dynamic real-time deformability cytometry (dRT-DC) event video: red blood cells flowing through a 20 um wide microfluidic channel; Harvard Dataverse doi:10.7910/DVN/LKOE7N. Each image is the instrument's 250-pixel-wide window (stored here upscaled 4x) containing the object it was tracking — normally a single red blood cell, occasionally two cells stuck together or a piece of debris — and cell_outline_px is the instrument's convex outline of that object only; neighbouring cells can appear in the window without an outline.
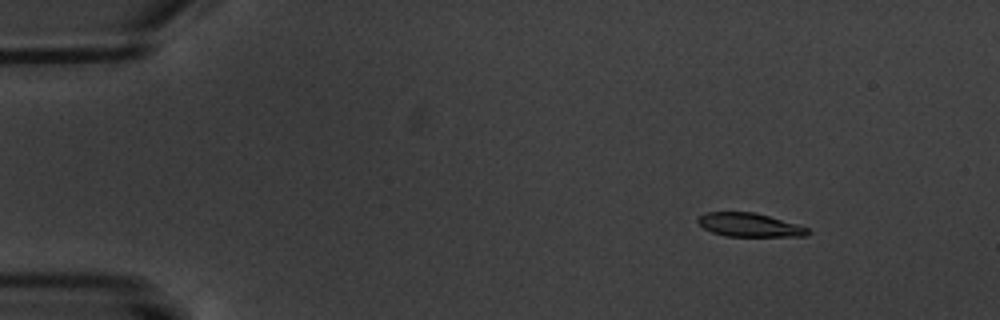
{"species": "common noctule bat (a hibernating species)", "species_latin": "Nyctalus noctula", "temperature_condition": "warm", "stored_images_in_passage": 5, "camera_frame_rate_fps": 3000, "um_per_image_px": 0.085, "animal": {"sex": "male", "body_mass_g": 20.1, "forearm_length_mm": 53.5}, "frame": {"image": 1, "passage_image": 1, "time_ms": 0.0, "image_size_px": [1000, 320], "cell_outline_px": [[812, 232], [808, 236], [724, 236], [712, 232], [704, 228], [696, 220], [700, 216], [708, 212], [752, 212], [768, 216], [796, 224], [808, 228]], "centroid_in_image_um": [63.72, 19.13], "position_along_channel_um": 21.3, "area_um2": 14.97}}
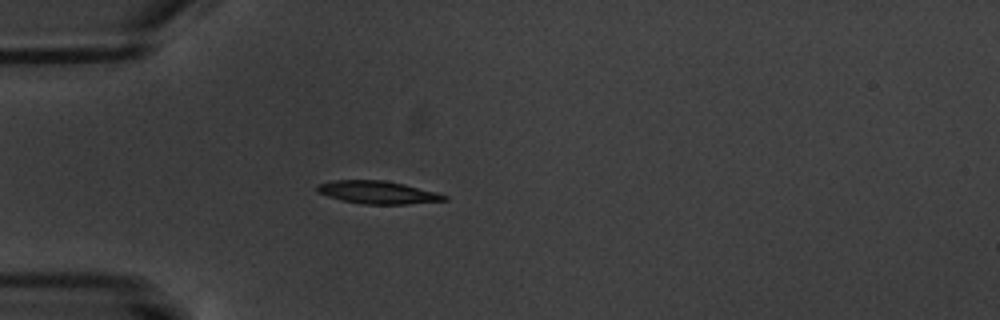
{"frame": {"image": 2, "passage_image": 4, "time_ms": 3.333, "image_size_px": [1000, 320], "cell_outline_px": [[448, 200], [408, 204], [364, 204], [344, 200], [328, 196], [316, 192], [316, 184], [332, 180], [384, 180], [404, 184], [436, 192], [448, 196]], "centroid_in_image_um": [32.09, 16.34], "position_along_channel_um": 52.9, "area_um2": 16.88}}